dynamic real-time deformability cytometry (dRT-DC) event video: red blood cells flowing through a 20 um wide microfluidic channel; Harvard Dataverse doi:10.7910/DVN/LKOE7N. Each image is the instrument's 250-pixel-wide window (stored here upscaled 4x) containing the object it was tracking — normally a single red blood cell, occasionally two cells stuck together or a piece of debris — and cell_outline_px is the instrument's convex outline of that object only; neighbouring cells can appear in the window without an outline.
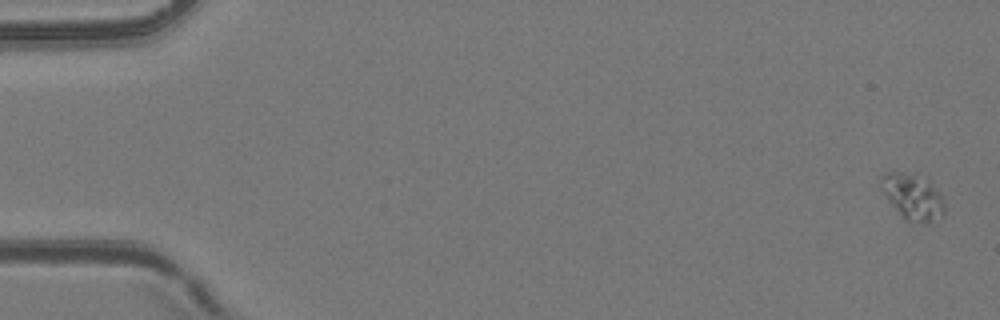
{"species": "common noctule bat (a hibernating species)", "species_latin": "Nyctalus noctula", "temperature_condition": "room temperature", "stored_images_in_passage": 8, "camera_frame_rate_fps": 3000, "um_per_image_px": 0.085, "animal": {"sex": "female", "body_mass_g": 24.6, "forearm_length_mm": 56.2}, "frame": {"image": 1, "passage_image": 1, "time_ms": 0.0, "image_size_px": [1000, 320], "cell_outline_px": [[944, 212], [928, 224], [908, 220], [888, 200], [884, 192], [880, 176], [888, 172], [900, 172], [928, 176], [944, 200]], "centroid_in_image_um": [77.63, 16.67], "position_along_channel_um": 7.4, "area_um2": 16.7}}
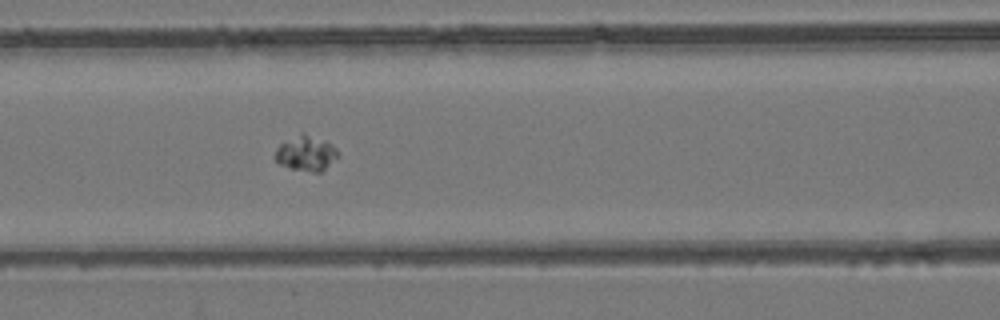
{"frame": {"image": 2, "passage_image": 8, "time_ms": 8.0, "image_size_px": [1000, 320], "cell_outline_px": [[340, 156], [320, 172], [312, 172], [292, 168], [280, 164], [276, 160], [276, 148], [280, 144], [300, 132], [304, 132], [332, 144], [336, 148]], "centroid_in_image_um": [26.04, 13.01], "position_along_channel_um": 140.6, "area_um2": 12.77}}